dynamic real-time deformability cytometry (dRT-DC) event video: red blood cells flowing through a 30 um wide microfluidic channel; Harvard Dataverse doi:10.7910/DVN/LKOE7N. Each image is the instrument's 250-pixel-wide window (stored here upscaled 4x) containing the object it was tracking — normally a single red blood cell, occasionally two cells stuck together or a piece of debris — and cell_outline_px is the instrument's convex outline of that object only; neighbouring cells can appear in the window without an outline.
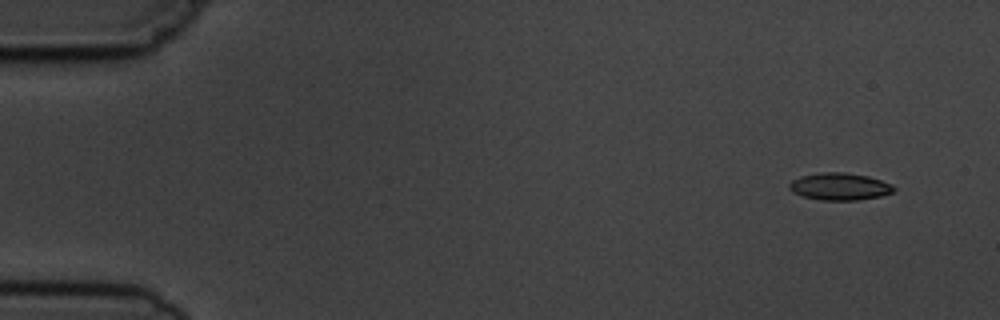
{"species": "common noctule bat (a hibernating species)", "species_latin": "Nyctalus noctula", "temperature_condition": "cold", "stored_images_in_passage": 6, "camera_frame_rate_fps": 3000, "um_per_image_px": 0.085, "animal": {"sex": "male", "body_mass_g": 19.5, "forearm_length_mm": 54.6}, "frame": {"image": 1, "passage_image": 1, "time_ms": 0.0, "image_size_px": [1000, 320], "cell_outline_px": [[896, 188], [892, 192], [880, 196], [856, 200], [820, 200], [804, 196], [792, 192], [788, 188], [788, 184], [792, 180], [800, 176], [820, 172], [844, 172], [868, 176], [892, 184]], "centroid_in_image_um": [71.34, 15.84], "position_along_channel_um": 13.7, "area_um2": 16.59}}
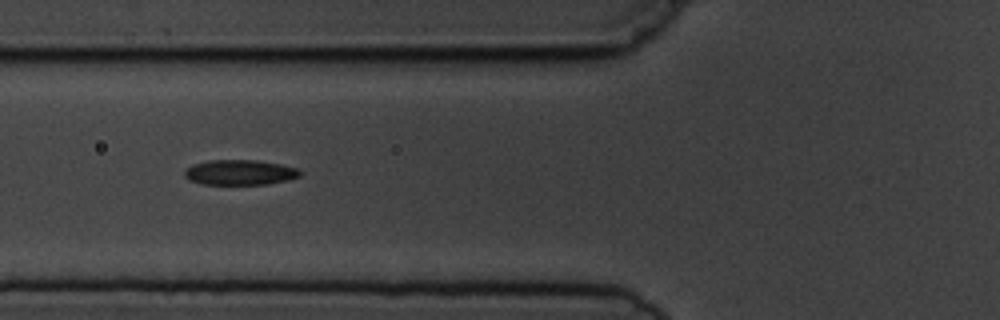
{"frame": {"image": 2, "passage_image": 5, "time_ms": 5.667, "image_size_px": [1000, 320], "cell_outline_px": [[304, 172], [300, 176], [288, 180], [268, 184], [204, 184], [188, 180], [184, 176], [184, 172], [192, 164], [208, 160], [256, 160], [280, 164], [300, 168]], "centroid_in_image_um": [20.43, 14.65], "position_along_channel_um": 105.4, "area_um2": 17.11}}
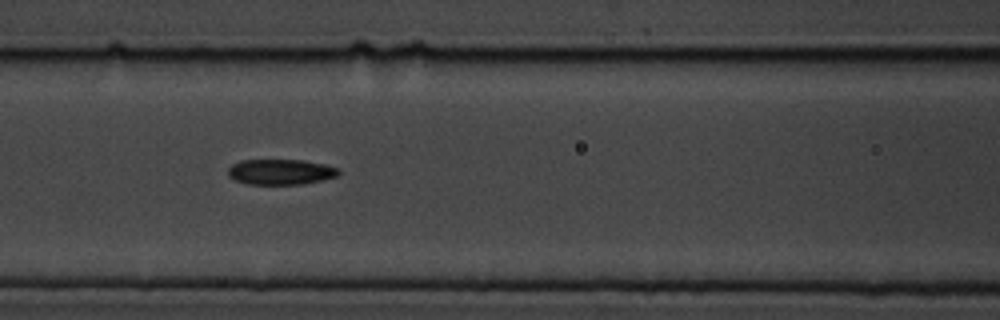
{"frame": {"image": 3, "passage_image": 6, "time_ms": 6.667, "image_size_px": [1000, 320], "cell_outline_px": [[340, 172], [336, 176], [304, 184], [248, 184], [232, 180], [228, 176], [228, 168], [232, 164], [240, 160], [304, 160], [324, 164], [336, 168]], "centroid_in_image_um": [23.79, 14.61], "position_along_channel_um": 142.8, "area_um2": 16.42}}